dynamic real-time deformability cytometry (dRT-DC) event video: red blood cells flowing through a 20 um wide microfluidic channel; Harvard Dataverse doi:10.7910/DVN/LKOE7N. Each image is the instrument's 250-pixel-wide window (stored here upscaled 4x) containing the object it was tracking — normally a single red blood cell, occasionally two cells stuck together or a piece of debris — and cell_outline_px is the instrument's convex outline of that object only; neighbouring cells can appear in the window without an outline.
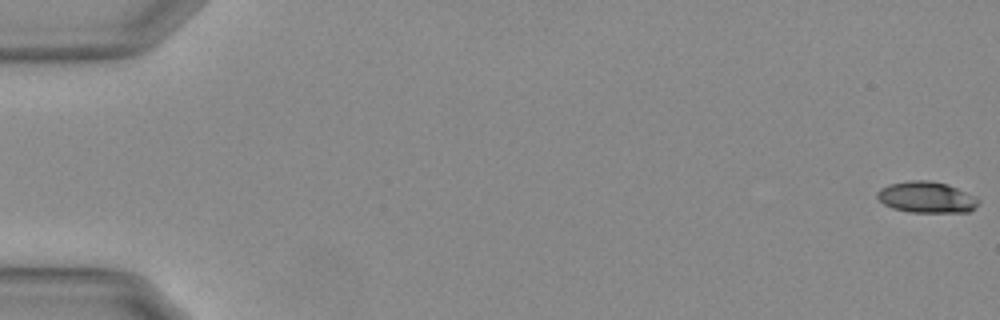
{"species": "Egyptian fruit bat (a non-hibernating species)", "species_latin": "Rousettus aegyptiacus", "temperature_condition": "warm", "stored_images_in_passage": 11, "camera_frame_rate_fps": 3000, "um_per_image_px": 0.085, "animal": {"sex": "female"}, "frame": {"image": 1, "passage_image": 1, "time_ms": 0.0, "image_size_px": [1000, 320], "cell_outline_px": [[980, 200], [968, 212], [908, 212], [892, 208], [884, 204], [876, 196], [876, 192], [880, 188], [888, 184], [908, 180], [928, 180], [948, 184]], "centroid_in_image_um": [78.67, 16.76], "position_along_channel_um": 6.3, "area_um2": 18.26}}